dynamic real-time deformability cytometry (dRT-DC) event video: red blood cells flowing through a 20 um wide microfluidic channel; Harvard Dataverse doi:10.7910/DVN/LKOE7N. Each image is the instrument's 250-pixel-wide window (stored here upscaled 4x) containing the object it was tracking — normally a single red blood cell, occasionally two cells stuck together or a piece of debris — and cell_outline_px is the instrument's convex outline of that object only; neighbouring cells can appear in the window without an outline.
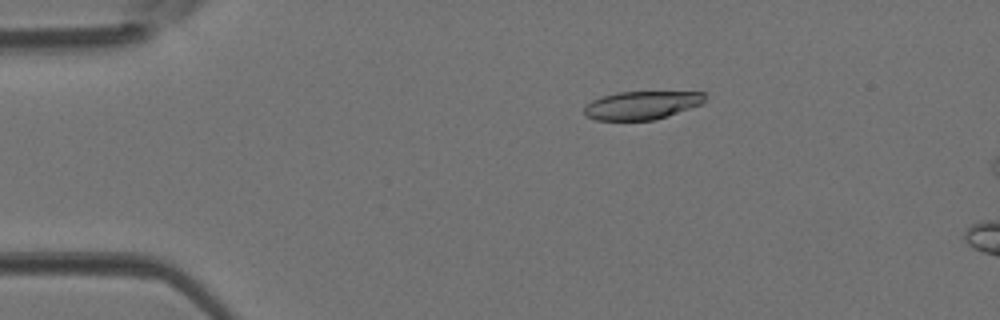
{"species": "Egyptian fruit bat (a non-hibernating species)", "species_latin": "Rousettus aegyptiacus", "temperature_condition": "room temperature", "stored_images_in_passage": 6, "camera_frame_rate_fps": 3000, "um_per_image_px": 0.085, "animal": {"sex": "female"}, "frame": {"image": 1, "passage_image": 2, "time_ms": 0.333, "image_size_px": [1000, 320], "cell_outline_px": [[704, 104], [668, 116], [652, 120], [596, 120], [588, 116], [584, 112], [584, 108], [592, 100], [604, 96], [620, 92], [704, 92]], "centroid_in_image_um": [54.59, 8.95], "position_along_channel_um": 30.4, "area_um2": 19.71}}